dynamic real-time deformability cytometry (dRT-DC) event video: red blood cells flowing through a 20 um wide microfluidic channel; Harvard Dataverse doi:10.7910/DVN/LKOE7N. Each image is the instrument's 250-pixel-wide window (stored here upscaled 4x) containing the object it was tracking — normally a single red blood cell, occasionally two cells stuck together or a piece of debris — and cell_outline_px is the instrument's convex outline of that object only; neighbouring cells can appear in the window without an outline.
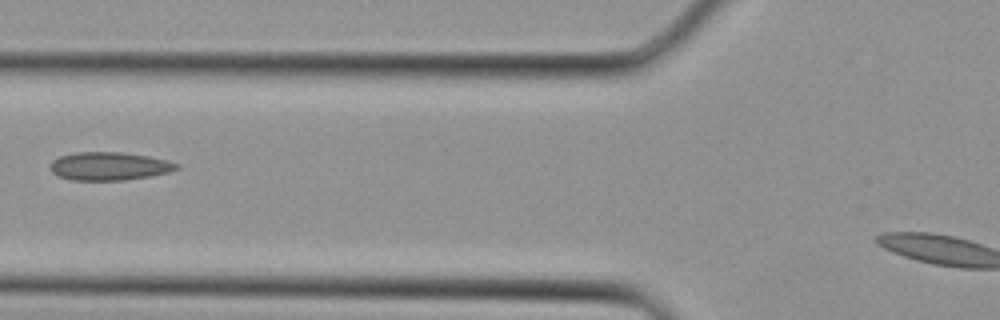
{"species": "Egyptian fruit bat (a non-hibernating species)", "species_latin": "Rousettus aegyptiacus", "temperature_condition": "cold", "stored_images_in_passage": 3, "segment_of_instrument_passage": [1, 2], "camera_frame_rate_fps": 3000, "um_per_image_px": 0.085, "animal": {"sex": "female"}, "frame": {"image": 1, "passage_image": 2, "time_ms": 0.333, "image_size_px": [1000, 320], "cell_outline_px": [[180, 168], [168, 172], [152, 176], [124, 180], [72, 180], [60, 176], [52, 172], [52, 160], [60, 156], [76, 152], [120, 152], [148, 156], [168, 160], [180, 164]], "centroid_in_image_um": [9.34, 14.12], "position_along_channel_um": 116.5, "area_um2": 20.69}}